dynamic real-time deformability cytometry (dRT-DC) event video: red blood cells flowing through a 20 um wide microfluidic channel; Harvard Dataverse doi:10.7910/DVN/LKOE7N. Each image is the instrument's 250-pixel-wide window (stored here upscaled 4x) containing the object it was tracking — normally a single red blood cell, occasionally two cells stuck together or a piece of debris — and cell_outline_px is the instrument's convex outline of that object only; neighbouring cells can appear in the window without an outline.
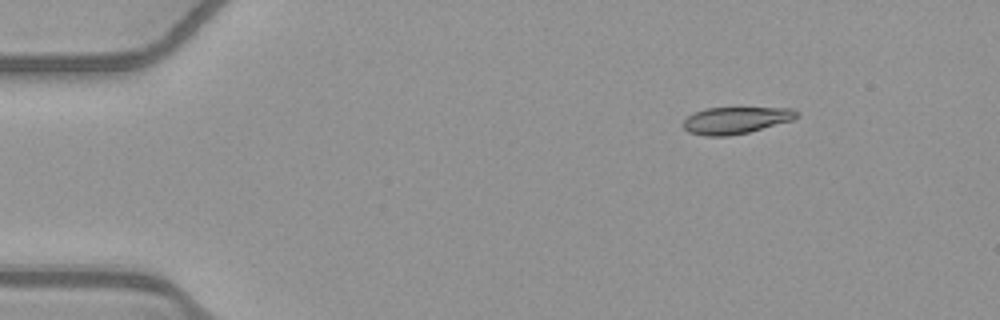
{"species": "common noctule bat (a hibernating species)", "species_latin": "Nyctalus noctula", "temperature_condition": "warm", "stored_images_in_passage": 46, "camera_frame_rate_fps": 3000, "um_per_image_px": 0.085, "animal": {"sex": "female", "body_mass_g": 21.9}, "frame": {"image": 1, "passage_image": 1, "time_ms": 0.0, "image_size_px": [1000, 320], "cell_outline_px": [[800, 116], [792, 120], [748, 132], [728, 136], [704, 136], [688, 132], [684, 128], [684, 120], [688, 116], [704, 108], [792, 108]], "centroid_in_image_um": [62.53, 10.23], "position_along_channel_um": 22.5, "area_um2": 17.57}}
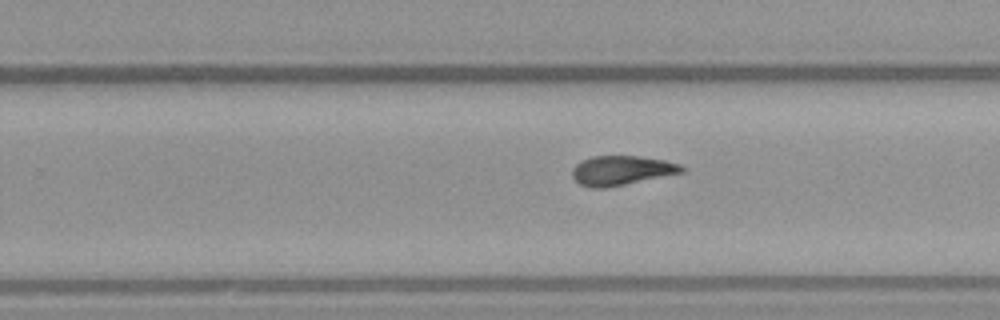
{"frame": {"image": 2, "passage_image": 27, "time_ms": 8.667, "image_size_px": [1000, 320], "cell_outline_px": [[684, 172], [604, 188], [592, 188], [580, 184], [572, 176], [572, 168], [580, 160], [592, 156], [640, 156], [664, 160], [680, 164], [684, 168]], "centroid_in_image_um": [52.8, 14.47], "position_along_channel_um": 277.0, "area_um2": 18.67}}
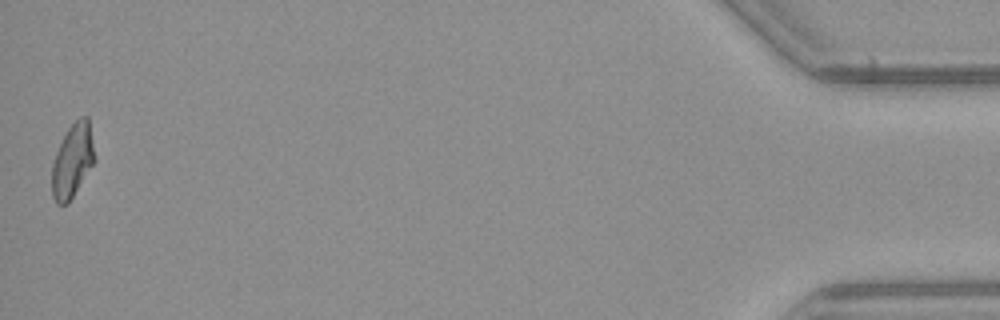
{"frame": {"image": 3, "passage_image": 46, "time_ms": 15.0, "image_size_px": [1000, 320], "cell_outline_px": [[96, 160], [68, 204], [56, 204], [52, 196], [52, 164], [56, 152], [68, 128], [80, 116], [88, 116]], "centroid_in_image_um": [6.17, 13.67], "position_along_channel_um": 429.0, "area_um2": 18.32}, "authors_computed_cell_mechanics": {"area_um2": 18.6694, "velocity_mm_per_s": 3.925, "shape_relaxation_time_tau1_ms": 10.4535, "shape_relaxation_time_tau2_ms": 3.9076, "deformation_change_tau1": 0.2656, "deformation_change_tau2": 0.1038}}